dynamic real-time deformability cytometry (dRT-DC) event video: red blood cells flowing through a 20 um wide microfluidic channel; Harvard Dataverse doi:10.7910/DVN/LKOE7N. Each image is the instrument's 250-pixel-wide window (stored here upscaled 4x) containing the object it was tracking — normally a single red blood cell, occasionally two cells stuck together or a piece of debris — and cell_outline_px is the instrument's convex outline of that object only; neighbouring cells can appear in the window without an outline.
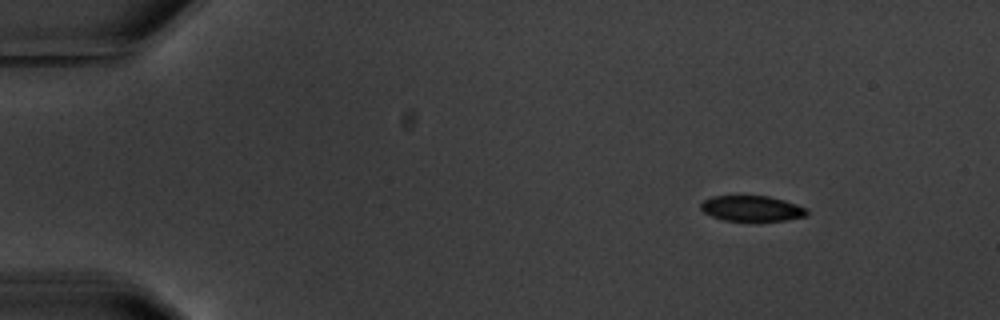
{"species": "common noctule bat (a hibernating species)", "species_latin": "Nyctalus noctula", "temperature_condition": "warm", "stored_images_in_passage": 4, "camera_frame_rate_fps": 3000, "um_per_image_px": 0.085, "animal": {"sex": "male", "body_mass_g": 20.1, "forearm_length_mm": 53.5}, "frame": {"image": 1, "passage_image": 1, "time_ms": 0.0, "image_size_px": [1000, 320], "cell_outline_px": [[808, 216], [760, 224], [724, 220], [712, 216], [704, 212], [700, 208], [700, 204], [704, 200], [712, 196], [768, 196], [784, 200], [808, 208]], "centroid_in_image_um": [63.94, 17.77], "position_along_channel_um": 21.1, "area_um2": 16.53}}
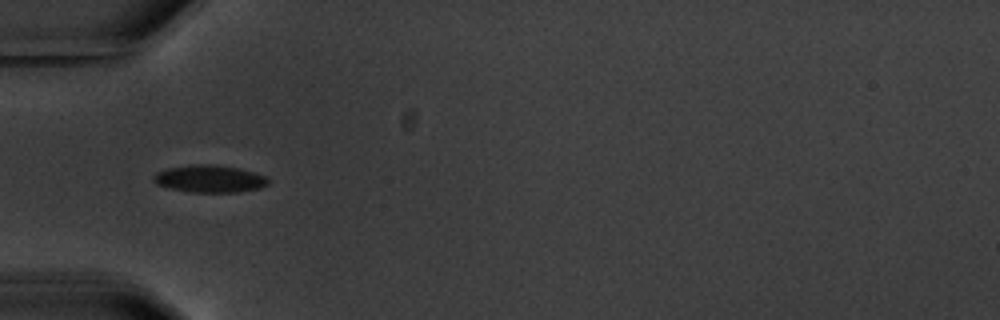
{"frame": {"image": 2, "passage_image": 4, "time_ms": 4.0, "image_size_px": [1000, 320], "cell_outline_px": [[268, 184], [260, 188], [240, 192], [192, 192], [172, 188], [156, 184], [152, 180], [152, 176], [156, 172], [168, 168], [192, 164], [216, 164], [236, 168], [252, 172], [264, 176], [268, 180]], "centroid_in_image_um": [17.78, 15.19], "position_along_channel_um": 67.2, "area_um2": 18.15}}